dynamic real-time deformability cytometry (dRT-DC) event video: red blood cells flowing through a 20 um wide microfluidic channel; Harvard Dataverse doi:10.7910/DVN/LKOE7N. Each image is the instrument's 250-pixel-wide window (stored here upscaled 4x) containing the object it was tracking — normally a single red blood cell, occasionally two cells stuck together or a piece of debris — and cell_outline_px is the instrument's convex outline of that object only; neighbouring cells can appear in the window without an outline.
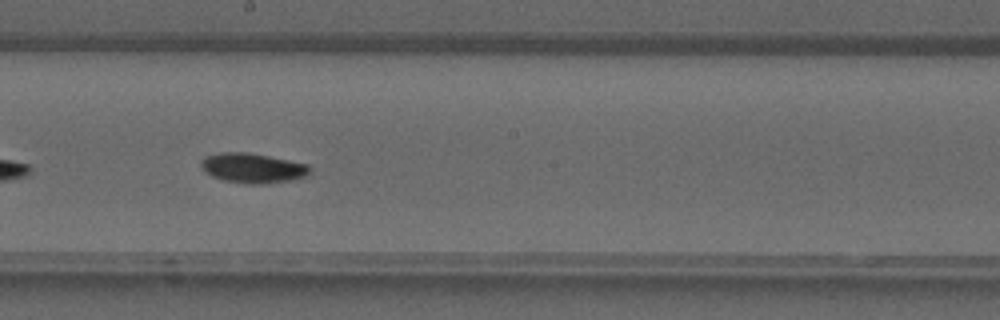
{"species": "common noctule bat (a hibernating species)", "species_latin": "Nyctalus noctula", "temperature_condition": "warm", "stored_images_in_passage": 40, "camera_frame_rate_fps": 3000, "um_per_image_px": 0.085, "animal": {"sex": "male", "forearm_length_mm": 52.5}, "frame": {"image": 1, "passage_image": 23, "time_ms": 7.333, "image_size_px": [1000, 320], "cell_outline_px": [[312, 168], [308, 176], [288, 180], [264, 184], [248, 184], [224, 180], [212, 176], [200, 164], [200, 160], [204, 156], [220, 152], [244, 152], [268, 156], [308, 164]], "centroid_in_image_um": [21.49, 14.28], "position_along_channel_um": 226.7, "area_um2": 18.79}}
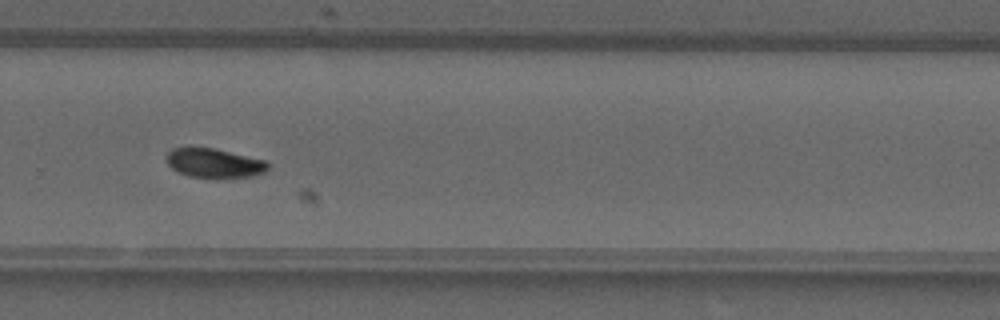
{"frame": {"image": 2, "passage_image": 28, "time_ms": 9.0, "image_size_px": [1000, 320], "cell_outline_px": [[268, 168], [264, 172], [252, 176], [188, 176], [172, 168], [168, 164], [168, 152], [172, 148], [216, 148], [268, 160]], "centroid_in_image_um": [18.26, 13.83], "position_along_channel_um": 311.5, "area_um2": 16.82}}